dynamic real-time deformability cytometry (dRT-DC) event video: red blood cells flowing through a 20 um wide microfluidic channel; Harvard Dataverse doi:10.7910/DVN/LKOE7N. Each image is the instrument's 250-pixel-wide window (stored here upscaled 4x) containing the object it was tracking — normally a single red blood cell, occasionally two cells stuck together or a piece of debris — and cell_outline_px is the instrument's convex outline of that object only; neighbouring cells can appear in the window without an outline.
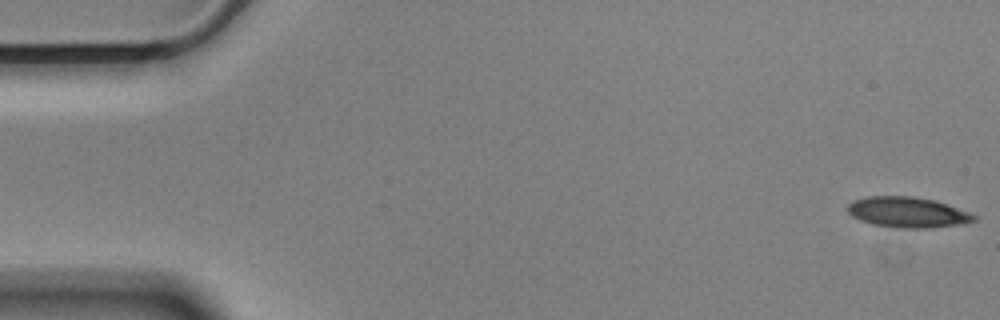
{"species": "Egyptian fruit bat (a non-hibernating species)", "species_latin": "Rousettus aegyptiacus", "temperature_condition": "cold", "stored_images_in_passage": 56, "camera_frame_rate_fps": 3000, "um_per_image_px": 0.085, "animal": {"sex": "male"}, "frame": {"image": 1, "passage_image": 1, "time_ms": 0.0, "image_size_px": [1000, 320], "cell_outline_px": [[976, 220], [964, 224], [928, 228], [904, 228], [872, 224], [860, 220], [852, 216], [848, 212], [848, 204], [852, 200], [868, 196], [912, 196], [936, 200], [948, 204], [968, 212], [976, 216]], "centroid_in_image_um": [77.15, 18.03], "position_along_channel_um": 7.9, "area_um2": 22.54}}
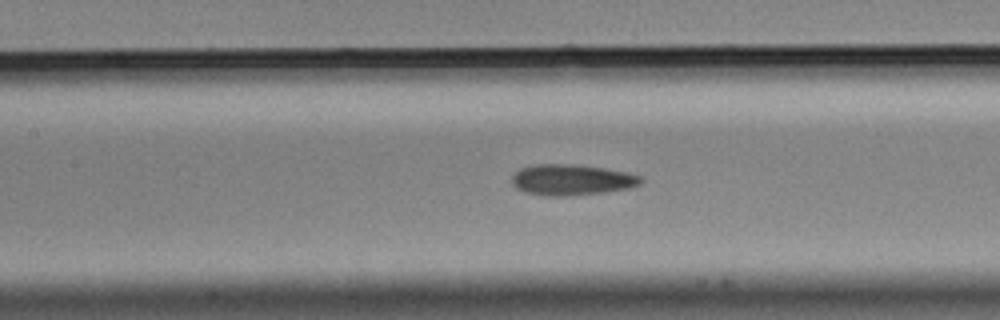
{"frame": {"image": 2, "passage_image": 25, "time_ms": 8.0, "image_size_px": [1000, 320], "cell_outline_px": [[644, 180], [640, 184], [628, 188], [604, 192], [564, 196], [544, 196], [524, 192], [516, 188], [512, 184], [512, 176], [520, 168], [532, 164], [576, 164], [604, 168], [628, 172], [640, 176]], "centroid_in_image_um": [48.57, 15.28], "position_along_channel_um": 158.8, "area_um2": 23.35}}
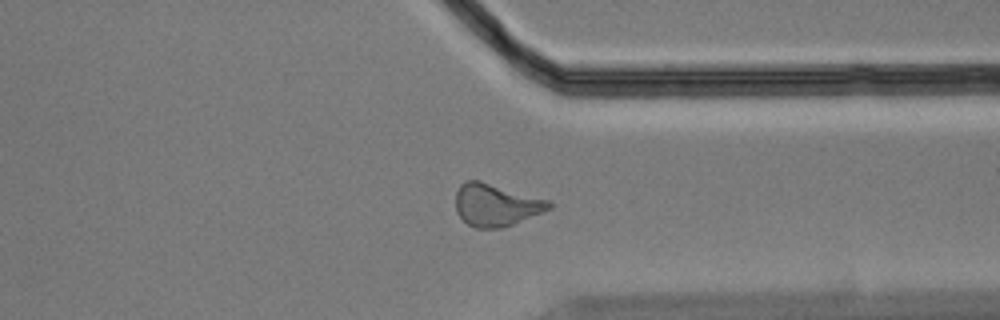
{"frame": {"image": 3, "passage_image": 43, "time_ms": 14.0, "image_size_px": [1000, 320], "cell_outline_px": [[552, 208], [512, 224], [500, 228], [476, 228], [468, 224], [456, 212], [456, 192], [460, 184], [464, 180], [480, 180], [552, 200]], "centroid_in_image_um": [42.17, 17.39], "position_along_channel_um": 369.2, "area_um2": 23.18}, "authors_computed_cell_mechanics": {"area_um2": 22.7732, "velocity_mm_per_s": 3.5357, "shape_relaxation_time_tau1_ms": 7.1533, "shape_relaxation_time_tau2_ms": 4.399, "deformation_change_tau1": 0.1815, "deformation_change_tau2": 0.1259}}